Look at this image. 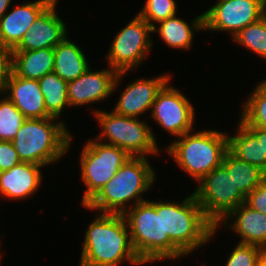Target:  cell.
I'll use <instances>...</instances> for the list:
<instances>
[{"label": "cell", "mask_w": 266, "mask_h": 266, "mask_svg": "<svg viewBox=\"0 0 266 266\" xmlns=\"http://www.w3.org/2000/svg\"><path fill=\"white\" fill-rule=\"evenodd\" d=\"M196 129L172 138L164 148L168 157L173 159L176 167L186 173L197 184L214 168L222 165L228 151V130Z\"/></svg>", "instance_id": "5b68a950"}, {"label": "cell", "mask_w": 266, "mask_h": 266, "mask_svg": "<svg viewBox=\"0 0 266 266\" xmlns=\"http://www.w3.org/2000/svg\"><path fill=\"white\" fill-rule=\"evenodd\" d=\"M233 247L225 256L224 266H256L259 256L264 251L260 246L239 242Z\"/></svg>", "instance_id": "f546056e"}, {"label": "cell", "mask_w": 266, "mask_h": 266, "mask_svg": "<svg viewBox=\"0 0 266 266\" xmlns=\"http://www.w3.org/2000/svg\"><path fill=\"white\" fill-rule=\"evenodd\" d=\"M218 229L232 231L239 243L252 244L266 250V215L242 203L233 209L217 225Z\"/></svg>", "instance_id": "ac0fdd59"}, {"label": "cell", "mask_w": 266, "mask_h": 266, "mask_svg": "<svg viewBox=\"0 0 266 266\" xmlns=\"http://www.w3.org/2000/svg\"><path fill=\"white\" fill-rule=\"evenodd\" d=\"M97 215V216H96ZM84 230L78 266H143L135 253L123 214L96 212Z\"/></svg>", "instance_id": "7a4b0ae2"}, {"label": "cell", "mask_w": 266, "mask_h": 266, "mask_svg": "<svg viewBox=\"0 0 266 266\" xmlns=\"http://www.w3.org/2000/svg\"><path fill=\"white\" fill-rule=\"evenodd\" d=\"M178 10L176 0H145L137 14L153 27L157 23L178 14Z\"/></svg>", "instance_id": "f1b7e54d"}, {"label": "cell", "mask_w": 266, "mask_h": 266, "mask_svg": "<svg viewBox=\"0 0 266 266\" xmlns=\"http://www.w3.org/2000/svg\"><path fill=\"white\" fill-rule=\"evenodd\" d=\"M2 94L15 104L26 119L51 117L47 113L38 80L21 78L12 71Z\"/></svg>", "instance_id": "d6986e66"}, {"label": "cell", "mask_w": 266, "mask_h": 266, "mask_svg": "<svg viewBox=\"0 0 266 266\" xmlns=\"http://www.w3.org/2000/svg\"><path fill=\"white\" fill-rule=\"evenodd\" d=\"M38 81L47 113L51 117L61 120V116H65L63 115L65 110L70 109L67 98L68 83L55 72L47 73Z\"/></svg>", "instance_id": "d4e9b609"}, {"label": "cell", "mask_w": 266, "mask_h": 266, "mask_svg": "<svg viewBox=\"0 0 266 266\" xmlns=\"http://www.w3.org/2000/svg\"><path fill=\"white\" fill-rule=\"evenodd\" d=\"M171 80L173 78L158 92L149 119L155 121L163 131L168 132L167 135L176 139L194 130L197 112L194 103L184 95L183 90L175 87Z\"/></svg>", "instance_id": "8fae6325"}, {"label": "cell", "mask_w": 266, "mask_h": 266, "mask_svg": "<svg viewBox=\"0 0 266 266\" xmlns=\"http://www.w3.org/2000/svg\"><path fill=\"white\" fill-rule=\"evenodd\" d=\"M239 108V120L246 127H261L266 129V82L261 79L248 94Z\"/></svg>", "instance_id": "484cf974"}, {"label": "cell", "mask_w": 266, "mask_h": 266, "mask_svg": "<svg viewBox=\"0 0 266 266\" xmlns=\"http://www.w3.org/2000/svg\"><path fill=\"white\" fill-rule=\"evenodd\" d=\"M85 49L72 41L69 34L54 48V69L67 83L84 74L93 65ZM85 52V53H84Z\"/></svg>", "instance_id": "44dd1931"}, {"label": "cell", "mask_w": 266, "mask_h": 266, "mask_svg": "<svg viewBox=\"0 0 266 266\" xmlns=\"http://www.w3.org/2000/svg\"><path fill=\"white\" fill-rule=\"evenodd\" d=\"M54 0L32 23L20 43L12 51L55 48L68 34L66 21L59 16Z\"/></svg>", "instance_id": "9a60e30c"}, {"label": "cell", "mask_w": 266, "mask_h": 266, "mask_svg": "<svg viewBox=\"0 0 266 266\" xmlns=\"http://www.w3.org/2000/svg\"><path fill=\"white\" fill-rule=\"evenodd\" d=\"M123 216L127 222L133 249L145 265L163 261L162 199L140 202Z\"/></svg>", "instance_id": "52a82bcc"}, {"label": "cell", "mask_w": 266, "mask_h": 266, "mask_svg": "<svg viewBox=\"0 0 266 266\" xmlns=\"http://www.w3.org/2000/svg\"><path fill=\"white\" fill-rule=\"evenodd\" d=\"M1 236V235H0ZM0 240H1V237H0ZM1 243H2V241H0V246H2L1 245ZM2 249H1V247H0V252H4V251H1Z\"/></svg>", "instance_id": "74e56055"}, {"label": "cell", "mask_w": 266, "mask_h": 266, "mask_svg": "<svg viewBox=\"0 0 266 266\" xmlns=\"http://www.w3.org/2000/svg\"><path fill=\"white\" fill-rule=\"evenodd\" d=\"M256 266H266V250L259 256Z\"/></svg>", "instance_id": "d590c367"}, {"label": "cell", "mask_w": 266, "mask_h": 266, "mask_svg": "<svg viewBox=\"0 0 266 266\" xmlns=\"http://www.w3.org/2000/svg\"><path fill=\"white\" fill-rule=\"evenodd\" d=\"M54 69V48L12 51V70L24 79L39 80Z\"/></svg>", "instance_id": "7402d4cb"}, {"label": "cell", "mask_w": 266, "mask_h": 266, "mask_svg": "<svg viewBox=\"0 0 266 266\" xmlns=\"http://www.w3.org/2000/svg\"><path fill=\"white\" fill-rule=\"evenodd\" d=\"M1 254L3 255V252H0V265H1V262H3L2 261V255Z\"/></svg>", "instance_id": "8d00e7d4"}, {"label": "cell", "mask_w": 266, "mask_h": 266, "mask_svg": "<svg viewBox=\"0 0 266 266\" xmlns=\"http://www.w3.org/2000/svg\"><path fill=\"white\" fill-rule=\"evenodd\" d=\"M26 120L15 104L0 94V141H12Z\"/></svg>", "instance_id": "83f0119b"}, {"label": "cell", "mask_w": 266, "mask_h": 266, "mask_svg": "<svg viewBox=\"0 0 266 266\" xmlns=\"http://www.w3.org/2000/svg\"><path fill=\"white\" fill-rule=\"evenodd\" d=\"M257 138L261 140L262 157H266V129L261 127H247Z\"/></svg>", "instance_id": "836d02e7"}, {"label": "cell", "mask_w": 266, "mask_h": 266, "mask_svg": "<svg viewBox=\"0 0 266 266\" xmlns=\"http://www.w3.org/2000/svg\"><path fill=\"white\" fill-rule=\"evenodd\" d=\"M12 71V50L0 46V92H3Z\"/></svg>", "instance_id": "d6a6232c"}, {"label": "cell", "mask_w": 266, "mask_h": 266, "mask_svg": "<svg viewBox=\"0 0 266 266\" xmlns=\"http://www.w3.org/2000/svg\"><path fill=\"white\" fill-rule=\"evenodd\" d=\"M21 163L11 141H0V170H10Z\"/></svg>", "instance_id": "4dcf8cb0"}, {"label": "cell", "mask_w": 266, "mask_h": 266, "mask_svg": "<svg viewBox=\"0 0 266 266\" xmlns=\"http://www.w3.org/2000/svg\"><path fill=\"white\" fill-rule=\"evenodd\" d=\"M234 128L236 132L228 133V151L236 158L258 166L266 173V157H262L261 140L240 121Z\"/></svg>", "instance_id": "603a6c76"}, {"label": "cell", "mask_w": 266, "mask_h": 266, "mask_svg": "<svg viewBox=\"0 0 266 266\" xmlns=\"http://www.w3.org/2000/svg\"><path fill=\"white\" fill-rule=\"evenodd\" d=\"M245 203L266 215V179L246 196Z\"/></svg>", "instance_id": "1f68e13d"}, {"label": "cell", "mask_w": 266, "mask_h": 266, "mask_svg": "<svg viewBox=\"0 0 266 266\" xmlns=\"http://www.w3.org/2000/svg\"><path fill=\"white\" fill-rule=\"evenodd\" d=\"M203 14L204 31L226 32L232 38L266 14V0H216Z\"/></svg>", "instance_id": "7c38bea8"}, {"label": "cell", "mask_w": 266, "mask_h": 266, "mask_svg": "<svg viewBox=\"0 0 266 266\" xmlns=\"http://www.w3.org/2000/svg\"><path fill=\"white\" fill-rule=\"evenodd\" d=\"M45 167L33 163L21 162L10 170L0 174V197L6 201L31 200L43 186ZM35 194V195H34Z\"/></svg>", "instance_id": "e0dca14e"}, {"label": "cell", "mask_w": 266, "mask_h": 266, "mask_svg": "<svg viewBox=\"0 0 266 266\" xmlns=\"http://www.w3.org/2000/svg\"><path fill=\"white\" fill-rule=\"evenodd\" d=\"M79 157L80 180L86 187L80 205L86 206L130 156L120 147L93 138L84 142Z\"/></svg>", "instance_id": "ba28073f"}, {"label": "cell", "mask_w": 266, "mask_h": 266, "mask_svg": "<svg viewBox=\"0 0 266 266\" xmlns=\"http://www.w3.org/2000/svg\"><path fill=\"white\" fill-rule=\"evenodd\" d=\"M231 40L266 61V14L240 30Z\"/></svg>", "instance_id": "4316f807"}, {"label": "cell", "mask_w": 266, "mask_h": 266, "mask_svg": "<svg viewBox=\"0 0 266 266\" xmlns=\"http://www.w3.org/2000/svg\"><path fill=\"white\" fill-rule=\"evenodd\" d=\"M222 166L245 197L266 179V173L262 169L236 158L229 151L223 157Z\"/></svg>", "instance_id": "cb8c5ba5"}, {"label": "cell", "mask_w": 266, "mask_h": 266, "mask_svg": "<svg viewBox=\"0 0 266 266\" xmlns=\"http://www.w3.org/2000/svg\"><path fill=\"white\" fill-rule=\"evenodd\" d=\"M92 67L90 66L84 74L75 80L68 82L67 98L70 109H78L80 106L83 108L87 105L94 106L99 102L106 101L116 91L118 92L120 84L125 81L124 78L131 74L130 71L118 73L108 65L107 68L97 70Z\"/></svg>", "instance_id": "4fadbf2b"}, {"label": "cell", "mask_w": 266, "mask_h": 266, "mask_svg": "<svg viewBox=\"0 0 266 266\" xmlns=\"http://www.w3.org/2000/svg\"><path fill=\"white\" fill-rule=\"evenodd\" d=\"M54 0L26 1L14 3L0 18V46L13 50L29 30L36 18Z\"/></svg>", "instance_id": "2e32d148"}, {"label": "cell", "mask_w": 266, "mask_h": 266, "mask_svg": "<svg viewBox=\"0 0 266 266\" xmlns=\"http://www.w3.org/2000/svg\"><path fill=\"white\" fill-rule=\"evenodd\" d=\"M162 224L163 261H176L194 254L219 232L204 215L192 192L178 201L162 200Z\"/></svg>", "instance_id": "6da1fadb"}, {"label": "cell", "mask_w": 266, "mask_h": 266, "mask_svg": "<svg viewBox=\"0 0 266 266\" xmlns=\"http://www.w3.org/2000/svg\"><path fill=\"white\" fill-rule=\"evenodd\" d=\"M16 0H0V18L8 11Z\"/></svg>", "instance_id": "e575fe53"}, {"label": "cell", "mask_w": 266, "mask_h": 266, "mask_svg": "<svg viewBox=\"0 0 266 266\" xmlns=\"http://www.w3.org/2000/svg\"><path fill=\"white\" fill-rule=\"evenodd\" d=\"M175 14L152 27V33L158 34V38L173 50L188 52L193 47L195 35L204 32V14L200 13L187 22ZM190 23V24H189ZM196 33V34H195Z\"/></svg>", "instance_id": "ffe728a7"}, {"label": "cell", "mask_w": 266, "mask_h": 266, "mask_svg": "<svg viewBox=\"0 0 266 266\" xmlns=\"http://www.w3.org/2000/svg\"><path fill=\"white\" fill-rule=\"evenodd\" d=\"M109 111L92 109V116L100 129L95 139L120 147L130 157L161 156L163 149L159 147V142L148 120L123 116L113 110Z\"/></svg>", "instance_id": "8992f818"}, {"label": "cell", "mask_w": 266, "mask_h": 266, "mask_svg": "<svg viewBox=\"0 0 266 266\" xmlns=\"http://www.w3.org/2000/svg\"><path fill=\"white\" fill-rule=\"evenodd\" d=\"M66 122L54 117L26 119L11 141L21 162L47 168L64 159L75 138Z\"/></svg>", "instance_id": "277c9868"}, {"label": "cell", "mask_w": 266, "mask_h": 266, "mask_svg": "<svg viewBox=\"0 0 266 266\" xmlns=\"http://www.w3.org/2000/svg\"><path fill=\"white\" fill-rule=\"evenodd\" d=\"M172 77L170 71L152 78L136 77L127 83L112 110L123 116L142 119L145 114H150L158 92Z\"/></svg>", "instance_id": "5bb4252c"}, {"label": "cell", "mask_w": 266, "mask_h": 266, "mask_svg": "<svg viewBox=\"0 0 266 266\" xmlns=\"http://www.w3.org/2000/svg\"><path fill=\"white\" fill-rule=\"evenodd\" d=\"M113 35L111 45L107 50V65L115 71L135 72L146 62L154 49L152 27L137 13ZM148 56V57H147Z\"/></svg>", "instance_id": "9c48e42d"}, {"label": "cell", "mask_w": 266, "mask_h": 266, "mask_svg": "<svg viewBox=\"0 0 266 266\" xmlns=\"http://www.w3.org/2000/svg\"><path fill=\"white\" fill-rule=\"evenodd\" d=\"M192 193L204 215L215 226L246 201V197L235 187L231 175L222 165L202 178Z\"/></svg>", "instance_id": "30bf717a"}, {"label": "cell", "mask_w": 266, "mask_h": 266, "mask_svg": "<svg viewBox=\"0 0 266 266\" xmlns=\"http://www.w3.org/2000/svg\"><path fill=\"white\" fill-rule=\"evenodd\" d=\"M146 157H129L97 195L86 205L85 210L99 213L124 214L134 205L148 200L144 197L153 189L157 169Z\"/></svg>", "instance_id": "3957f363"}]
</instances>
